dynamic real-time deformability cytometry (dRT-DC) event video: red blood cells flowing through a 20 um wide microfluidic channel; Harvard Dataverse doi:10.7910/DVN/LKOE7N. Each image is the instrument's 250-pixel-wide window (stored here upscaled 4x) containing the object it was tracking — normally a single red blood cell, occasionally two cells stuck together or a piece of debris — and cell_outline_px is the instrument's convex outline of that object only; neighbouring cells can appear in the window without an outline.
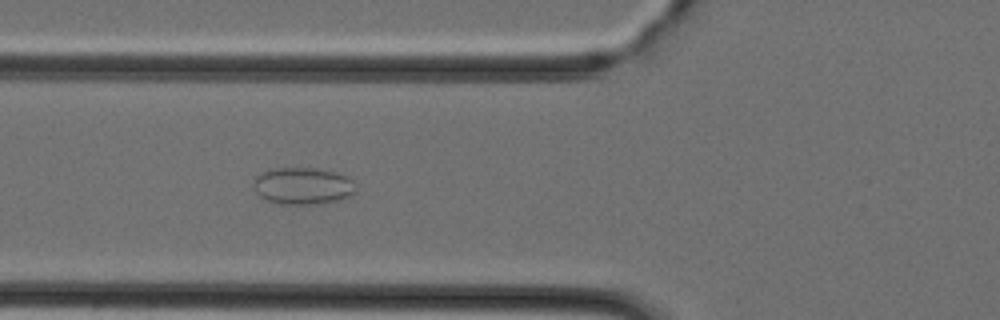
{"species": "Egyptian fruit bat (a non-hibernating species)", "species_latin": "Rousettus aegyptiacus", "temperature_condition": "cold", "stored_images_in_passage": 43, "camera_frame_rate_fps": 3000, "um_per_image_px": 0.085, "animal": {"sex": "female"}, "frame": {"image": 1, "passage_image": 14, "time_ms": 4.333, "image_size_px": [1000, 320], "cell_outline_px": [[356, 192], [340, 200], [320, 204], [276, 204], [260, 196], [256, 192], [256, 176], [260, 172], [272, 168], [316, 168], [348, 176], [356, 184]], "centroid_in_image_um": [25.78, 15.81], "position_along_channel_um": 100.0, "area_um2": 22.08}}
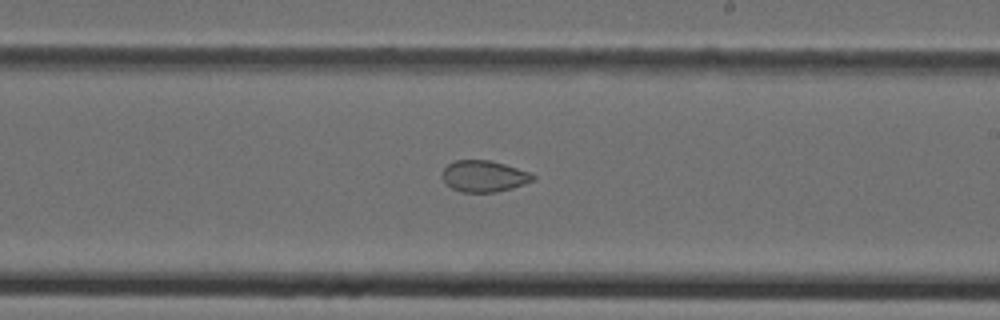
{"frame": {"image": 2, "passage_image": 24, "time_ms": 7.667, "image_size_px": [1000, 320], "cell_outline_px": [[536, 180], [512, 188], [496, 192], [460, 192], [444, 184], [440, 176], [444, 168], [448, 164], [456, 160], [488, 160], [504, 164], [528, 172], [536, 176]], "centroid_in_image_um": [41.1, 14.99], "position_along_channel_um": 247.9, "area_um2": 16.7}}
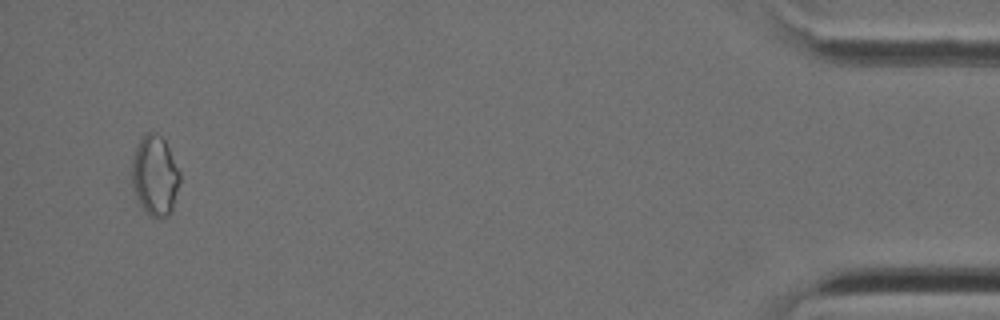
{"frame": {"image": 3, "passage_image": 41, "time_ms": 13.333, "image_size_px": [1000, 320], "cell_outline_px": [[180, 180], [172, 212], [168, 216], [160, 220], [156, 220], [144, 208], [136, 196], [132, 184], [132, 160], [136, 148], [144, 132], [156, 132], [164, 140], [180, 172]], "centroid_in_image_um": [13.18, 14.95], "position_along_channel_um": 422.0, "area_um2": 22.31}}